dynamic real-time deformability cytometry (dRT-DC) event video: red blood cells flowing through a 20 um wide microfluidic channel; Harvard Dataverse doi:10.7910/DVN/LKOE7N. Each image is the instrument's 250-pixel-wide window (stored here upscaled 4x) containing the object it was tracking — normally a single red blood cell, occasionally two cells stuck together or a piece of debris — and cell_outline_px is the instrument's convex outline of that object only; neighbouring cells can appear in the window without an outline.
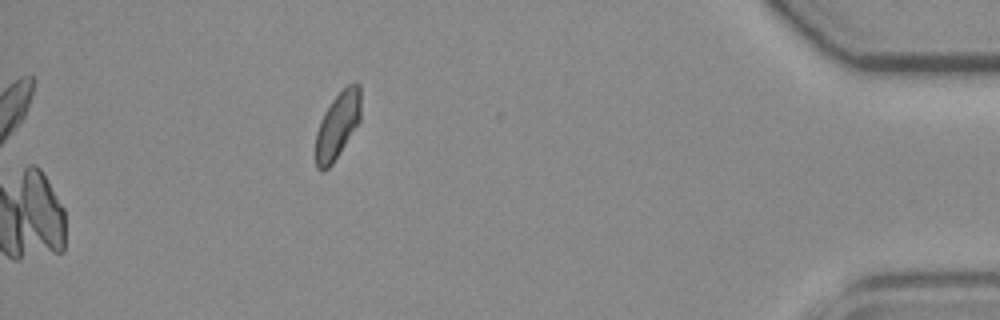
{"species": "common noctule bat (a hibernating species)", "species_latin": "Nyctalus noctula", "temperature_condition": "room temperature", "stored_images_in_passage": 53, "camera_frame_rate_fps": 3000, "um_per_image_px": 0.085, "animal": {"sex": "female", "body_mass_g": 19.3, "forearm_length_mm": 54.1}, "frame": {"image": 1, "passage_image": 53, "time_ms": 17.333, "image_size_px": [1000, 320], "cell_outline_px": [[360, 120], [332, 164], [324, 172], [320, 172], [316, 168], [316, 132], [320, 120], [324, 112], [332, 100], [348, 84], [356, 80], [360, 84]], "centroid_in_image_um": [28.68, 10.64], "position_along_channel_um": 406.5, "area_um2": 17.46}}